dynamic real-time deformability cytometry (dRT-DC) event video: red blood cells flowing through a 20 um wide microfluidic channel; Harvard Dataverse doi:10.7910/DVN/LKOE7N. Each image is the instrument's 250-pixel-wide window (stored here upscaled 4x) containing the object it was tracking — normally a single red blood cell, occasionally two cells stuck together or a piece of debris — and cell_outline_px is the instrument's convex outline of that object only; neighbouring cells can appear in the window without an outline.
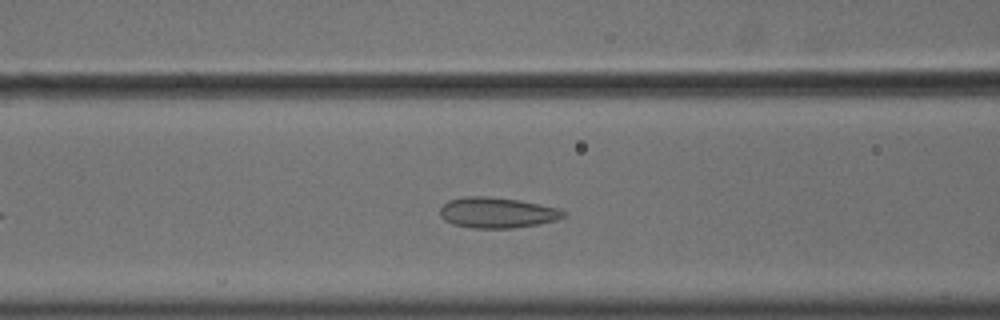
{"species": "common noctule bat (a hibernating species)", "species_latin": "Nyctalus noctula", "temperature_condition": "cold", "stored_images_in_passage": 41, "camera_frame_rate_fps": 3000, "um_per_image_px": 0.085, "animal": {"sex": "male", "body_mass_g": 18.8}, "frame": {"image": 1, "passage_image": 13, "time_ms": 4.0, "image_size_px": [1000, 320], "cell_outline_px": [[568, 212], [564, 216], [556, 220], [536, 224], [512, 228], [472, 228], [452, 224], [444, 220], [440, 216], [440, 208], [448, 200], [464, 196], [488, 196], [520, 200], [560, 208]], "centroid_in_image_um": [42.25, 18.06], "position_along_channel_um": 124.4, "area_um2": 22.2}}
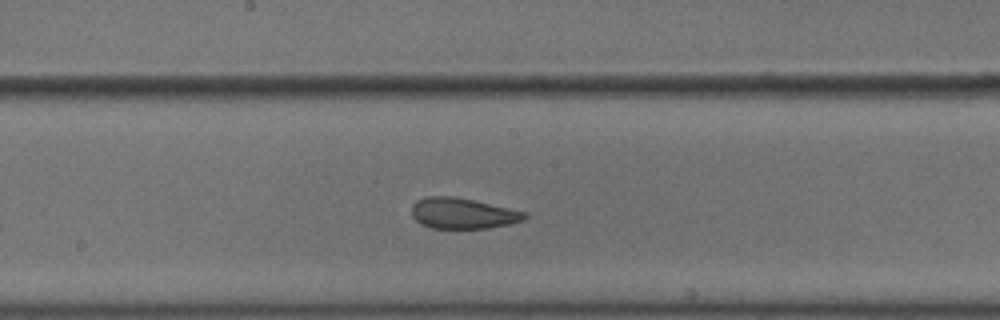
{"frame": {"image": 2, "passage_image": 20, "time_ms": 6.333, "image_size_px": [1000, 320], "cell_outline_px": [[528, 216], [524, 220], [508, 224], [488, 228], [428, 228], [420, 224], [412, 216], [412, 204], [416, 200], [424, 196], [452, 196], [472, 200], [528, 212]], "centroid_in_image_um": [39.31, 18.13], "position_along_channel_um": 208.9, "area_um2": 20.35}}
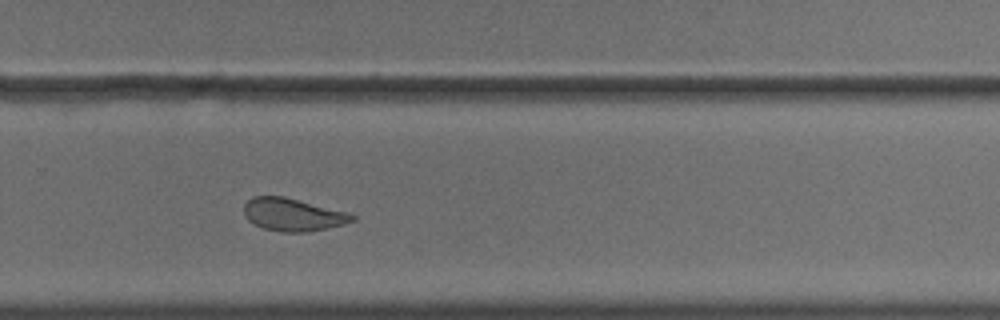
{"frame": {"image": 3, "passage_image": 28, "time_ms": 9.0, "image_size_px": [1000, 320], "cell_outline_px": [[356, 220], [344, 224], [328, 228], [304, 232], [280, 232], [264, 228], [252, 224], [244, 216], [244, 204], [252, 196], [284, 196], [348, 212], [356, 216]], "centroid_in_image_um": [24.88, 18.24], "position_along_channel_um": 304.9, "area_um2": 20.81}, "authors_computed_cell_mechanics": {"area_um2": 22.1952, "velocity_mm_per_s": 3.6195, "shape_relaxation_time_tau1_ms": 8.369, "shape_relaxation_time_tau2_ms": 0.9555, "deformation_change_tau1": 0.1157, "deformation_change_tau2": 0.0523}}